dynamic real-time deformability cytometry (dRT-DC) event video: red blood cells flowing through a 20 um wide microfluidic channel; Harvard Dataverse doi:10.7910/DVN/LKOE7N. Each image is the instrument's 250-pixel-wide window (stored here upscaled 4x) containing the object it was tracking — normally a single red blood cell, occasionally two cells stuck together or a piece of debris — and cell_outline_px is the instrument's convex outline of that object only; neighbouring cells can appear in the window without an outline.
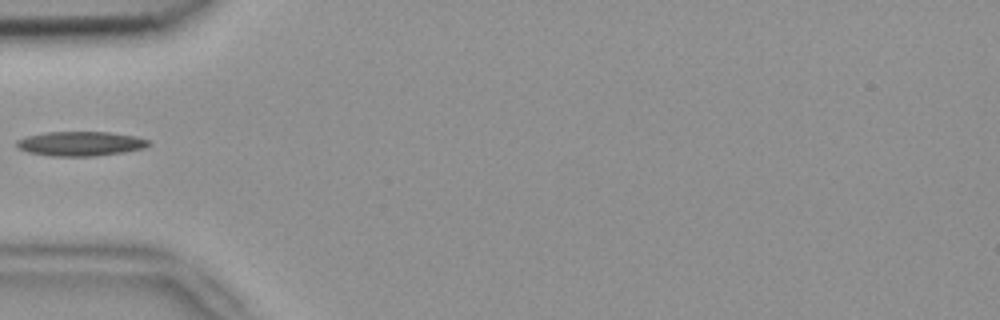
{"species": "common noctule bat (a hibernating species)", "species_latin": "Nyctalus noctula", "temperature_condition": "room temperature", "stored_images_in_passage": 3, "camera_frame_rate_fps": 3000, "um_per_image_px": 0.085, "animal": {"sex": "female", "body_mass_g": 18.4}, "frame": {"image": 1, "passage_image": 3, "time_ms": 0.667, "image_size_px": [1000, 320], "cell_outline_px": [[152, 144], [144, 148], [124, 152], [96, 156], [52, 156], [28, 152], [16, 148], [16, 140], [28, 136], [48, 132], [108, 132], [136, 136], [148, 140]], "centroid_in_image_um": [6.85, 12.21], "position_along_channel_um": 78.2, "area_um2": 18.84}}